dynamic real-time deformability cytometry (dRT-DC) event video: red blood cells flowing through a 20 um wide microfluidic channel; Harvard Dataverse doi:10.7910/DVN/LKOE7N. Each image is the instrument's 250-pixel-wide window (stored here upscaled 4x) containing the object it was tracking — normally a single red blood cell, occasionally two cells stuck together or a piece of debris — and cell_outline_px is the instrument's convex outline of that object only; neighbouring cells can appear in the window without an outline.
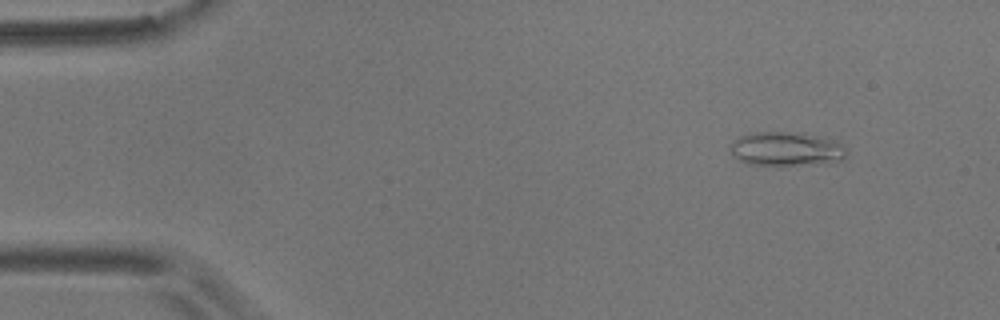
{"species": "common noctule bat (a hibernating species)", "species_latin": "Nyctalus noctula", "temperature_condition": "room temperature", "stored_images_in_passage": 5, "camera_frame_rate_fps": 3000, "um_per_image_px": 0.085, "animal": {"sex": "male", "body_mass_g": 17.9}, "frame": {"image": 1, "passage_image": 2, "time_ms": 1.333, "image_size_px": [1000, 320], "cell_outline_px": [[848, 152], [844, 160], [832, 164], [744, 164], [732, 156], [732, 140], [740, 136], [752, 132], [804, 132], [836, 140]], "centroid_in_image_um": [66.89, 12.65], "position_along_channel_um": 18.1, "area_um2": 23.41}}